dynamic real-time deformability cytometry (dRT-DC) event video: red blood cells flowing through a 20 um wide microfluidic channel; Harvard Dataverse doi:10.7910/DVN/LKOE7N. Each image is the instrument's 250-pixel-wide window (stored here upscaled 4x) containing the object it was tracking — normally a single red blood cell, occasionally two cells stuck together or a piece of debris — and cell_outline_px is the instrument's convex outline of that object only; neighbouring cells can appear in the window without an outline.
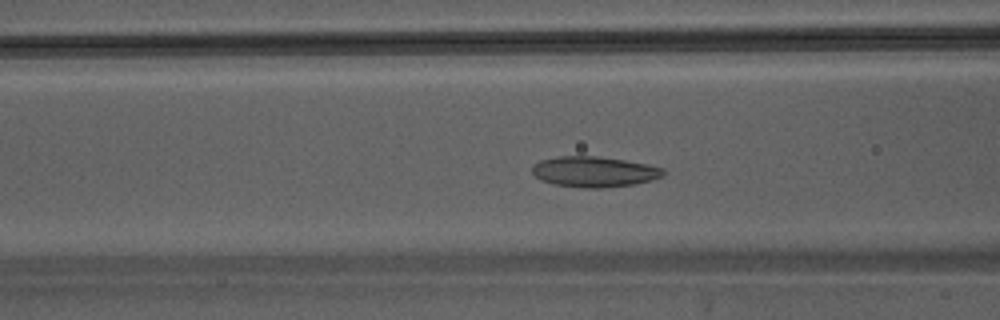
{"species": "Egyptian fruit bat (a non-hibernating species)", "species_latin": "Rousettus aegyptiacus", "temperature_condition": "warm", "stored_images_in_passage": 43, "camera_frame_rate_fps": 3000, "um_per_image_px": 0.085, "animal": {"sex": "male"}, "frame": {"image": 1, "passage_image": 15, "time_ms": 4.667, "image_size_px": [1000, 320], "cell_outline_px": [[664, 176], [652, 180], [636, 184], [600, 188], [584, 188], [552, 184], [540, 180], [532, 172], [532, 164], [540, 160], [556, 156], [600, 156], [648, 164], [664, 168]], "centroid_in_image_um": [50.5, 14.59], "position_along_channel_um": 116.1, "area_um2": 23.64}}
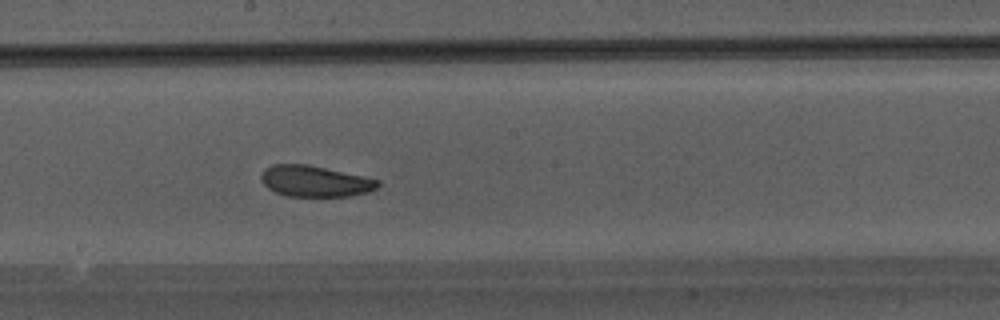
{"frame": {"image": 2, "passage_image": 22, "time_ms": 7.0, "image_size_px": [1000, 320], "cell_outline_px": [[380, 184], [376, 188], [368, 192], [352, 196], [288, 196], [276, 192], [268, 188], [260, 180], [260, 176], [264, 168], [272, 164], [304, 164], [324, 168], [380, 180]], "centroid_in_image_um": [26.74, 15.4], "position_along_channel_um": 221.5, "area_um2": 20.98}}
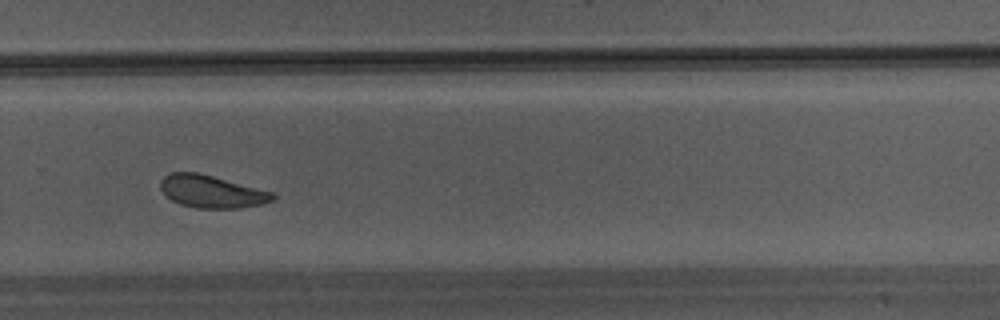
{"frame": {"image": 3, "passage_image": 28, "time_ms": 9.0, "image_size_px": [1000, 320], "cell_outline_px": [[276, 200], [264, 204], [240, 208], [196, 208], [180, 204], [172, 200], [160, 188], [160, 180], [168, 172], [200, 172], [272, 192], [276, 196]], "centroid_in_image_um": [18.0, 16.28], "position_along_channel_um": 311.8, "area_um2": 21.44}}